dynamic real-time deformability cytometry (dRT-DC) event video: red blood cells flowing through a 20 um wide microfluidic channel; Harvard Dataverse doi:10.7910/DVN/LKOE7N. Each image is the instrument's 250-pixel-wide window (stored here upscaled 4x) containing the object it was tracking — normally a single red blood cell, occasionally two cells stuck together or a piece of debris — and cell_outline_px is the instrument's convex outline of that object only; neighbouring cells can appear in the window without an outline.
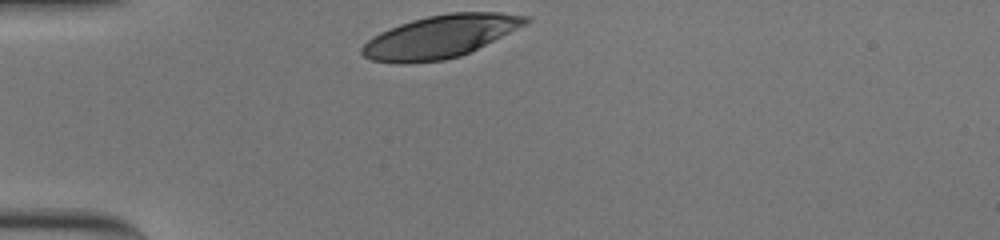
{"species": "human", "species_latin": "Homo sapiens", "temperature_condition": "cold", "stored_images_in_passage": 31, "camera_frame_rate_fps": 3000, "um_per_image_px": 0.085, "donor": {"sex": "male"}, "frame": {"image": 1, "passage_image": 1, "time_ms": 0.0, "image_size_px": [1000, 240], "cell_outline_px": [[532, 20], [528, 24], [460, 56], [444, 60], [408, 64], [396, 64], [372, 60], [364, 56], [360, 52], [360, 48], [372, 36], [380, 32], [400, 24], [412, 20], [428, 16], [452, 12], [500, 12], [528, 16]], "centroid_in_image_um": [37.41, 3.11], "position_along_channel_um": 47.6, "area_um2": 40.75}}
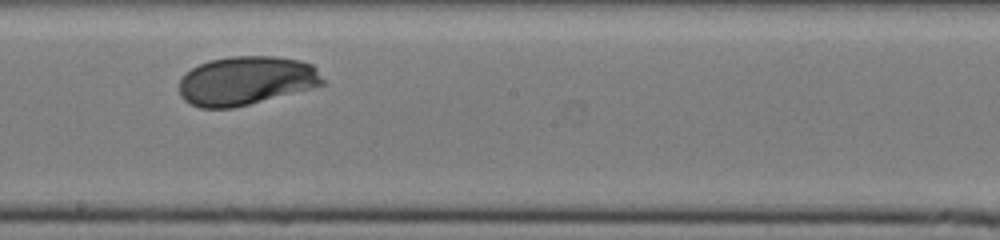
{"frame": {"image": 2, "passage_image": 18, "time_ms": 5.667, "image_size_px": [1000, 240], "cell_outline_px": [[324, 84], [312, 88], [232, 108], [200, 108], [184, 100], [180, 96], [180, 80], [192, 68], [208, 60], [232, 56], [276, 56], [300, 60], [312, 64], [316, 68], [324, 80]], "centroid_in_image_um": [20.93, 6.85], "position_along_channel_um": 227.3, "area_um2": 40.63}}
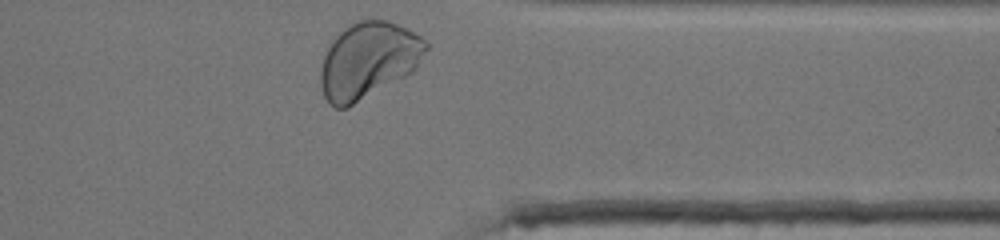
{"frame": {"image": 3, "passage_image": 31, "time_ms": 10.0, "image_size_px": [1000, 240], "cell_outline_px": [[428, 48], [416, 68], [412, 72], [348, 108], [336, 108], [328, 104], [324, 96], [320, 84], [320, 72], [324, 56], [332, 40], [344, 28], [360, 20], [388, 20], [420, 36], [428, 44]], "centroid_in_image_um": [31.29, 5.15], "position_along_channel_um": 380.1, "area_um2": 46.47}, "authors_computed_cell_mechanics": {"area_um2": 41.1536, "velocity_mm_per_s": 3.6116, "shape_relaxation_time_tau1_ms": 2.2427, "shape_relaxation_time_tau2_ms": 0.7381, "deformation_change_tau1": 0.1286, "deformation_change_tau2": 0.0338}}